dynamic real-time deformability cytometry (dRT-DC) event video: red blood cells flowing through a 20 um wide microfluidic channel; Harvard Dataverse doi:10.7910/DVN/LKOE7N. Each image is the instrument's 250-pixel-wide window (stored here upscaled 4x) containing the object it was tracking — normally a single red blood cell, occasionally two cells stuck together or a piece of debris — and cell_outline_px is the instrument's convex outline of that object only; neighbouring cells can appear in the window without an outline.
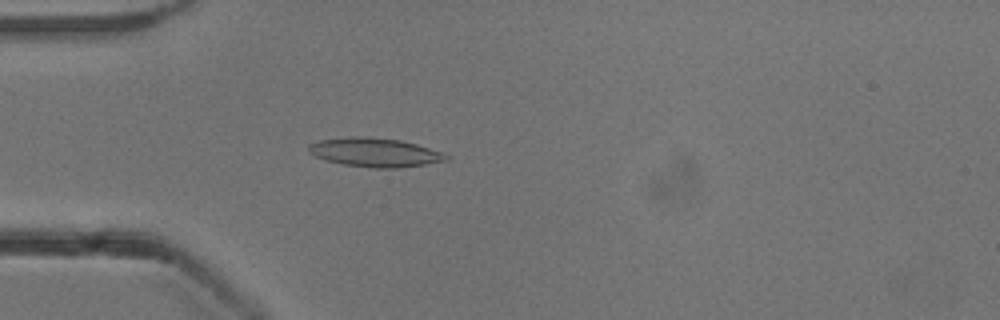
{"species": "common noctule bat (a hibernating species)", "species_latin": "Nyctalus noctula", "temperature_condition": "cold", "stored_images_in_passage": 45, "camera_frame_rate_fps": 3000, "um_per_image_px": 0.085, "animal": {"sex": "male", "body_mass_g": 13.3}, "frame": {"image": 1, "passage_image": 7, "time_ms": 2.0, "image_size_px": [1000, 320], "cell_outline_px": [[448, 160], [424, 164], [396, 168], [372, 168], [344, 164], [324, 160], [308, 152], [308, 144], [320, 140], [348, 136], [368, 136], [400, 140], [416, 144], [444, 152], [448, 156]], "centroid_in_image_um": [31.84, 12.94], "position_along_channel_um": 53.2, "area_um2": 23.24}}
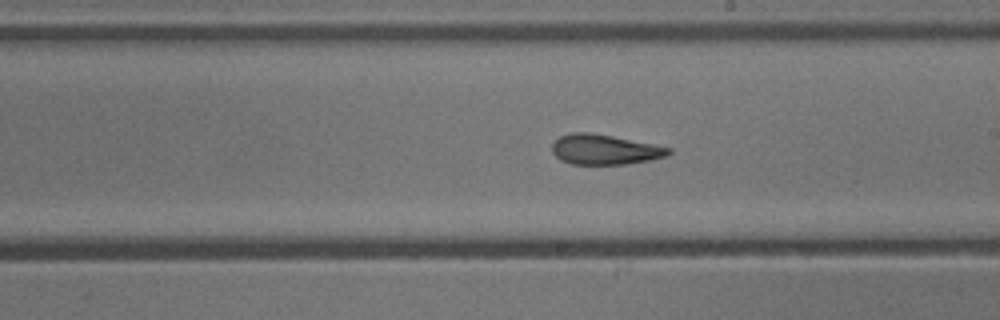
{"frame": {"image": 2, "passage_image": 22, "time_ms": 7.0, "image_size_px": [1000, 320], "cell_outline_px": [[672, 152], [668, 156], [652, 160], [624, 164], [572, 164], [560, 160], [552, 152], [552, 144], [560, 136], [572, 132], [588, 132], [612, 136], [672, 148]], "centroid_in_image_um": [51.41, 12.71], "position_along_channel_um": 237.6, "area_um2": 20.4}}
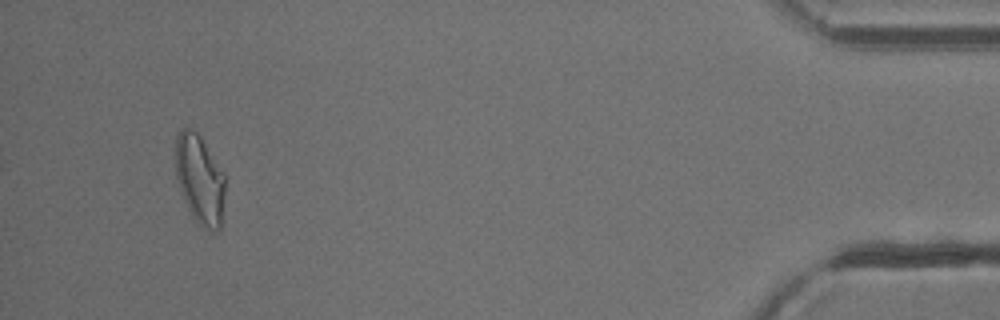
{"frame": {"image": 3, "passage_image": 42, "time_ms": 13.667, "image_size_px": [1000, 320], "cell_outline_px": [[224, 196], [220, 228], [216, 232], [212, 232], [200, 224], [192, 216], [184, 200], [176, 180], [176, 136], [180, 128], [192, 128], [200, 136], [224, 176]], "centroid_in_image_um": [16.95, 15.25], "position_along_channel_um": 418.2, "area_um2": 25.37}, "authors_computed_cell_mechanics": {"area_um2": 22.0218, "velocity_mm_per_s": 3.8353, "shape_relaxation_time_tau1_ms": 7.0836, "shape_relaxation_time_tau2_ms": 2.4723, "deformation_change_tau1": 0.1705, "deformation_change_tau2": 0.099}}